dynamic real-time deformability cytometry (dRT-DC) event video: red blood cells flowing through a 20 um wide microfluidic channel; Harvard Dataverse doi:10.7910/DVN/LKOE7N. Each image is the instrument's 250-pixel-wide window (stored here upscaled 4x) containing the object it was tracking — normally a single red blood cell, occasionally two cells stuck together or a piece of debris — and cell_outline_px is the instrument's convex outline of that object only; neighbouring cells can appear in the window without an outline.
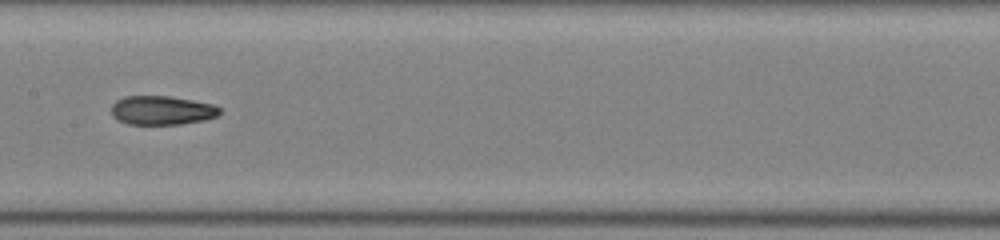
{"species": "common noctule bat (a hibernating species)", "species_latin": "Nyctalus noctula", "temperature_condition": "room temperature", "stored_images_in_passage": 31, "camera_frame_rate_fps": 3000, "um_per_image_px": 0.085, "animal": {"sex": "female", "body_mass_g": 22.0, "forearm_length_mm": 56.7}, "frame": {"image": 1, "passage_image": 10, "time_ms": 3.0, "image_size_px": [1000, 240], "cell_outline_px": [[220, 112], [216, 116], [204, 120], [180, 124], [128, 124], [112, 116], [112, 104], [116, 100], [124, 96], [168, 96], [192, 100], [212, 104], [220, 108]], "centroid_in_image_um": [13.74, 9.37], "position_along_channel_um": 193.7, "area_um2": 18.15}}
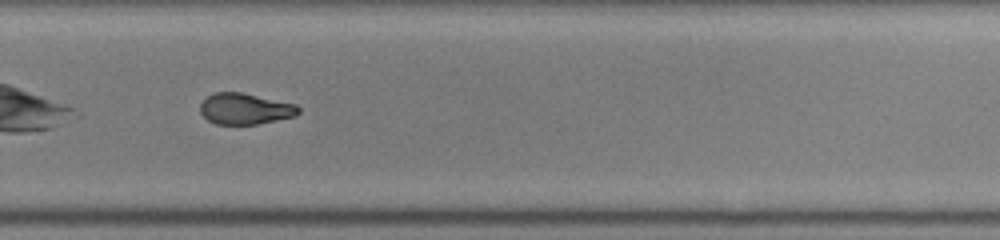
{"frame": {"image": 2, "passage_image": 18, "time_ms": 5.667, "image_size_px": [1000, 240], "cell_outline_px": [[300, 112], [296, 116], [256, 124], [216, 124], [208, 120], [200, 112], [200, 104], [208, 96], [216, 92], [240, 92], [296, 104], [300, 108]], "centroid_in_image_um": [20.84, 9.25], "position_along_channel_um": 309.0, "area_um2": 17.69}}